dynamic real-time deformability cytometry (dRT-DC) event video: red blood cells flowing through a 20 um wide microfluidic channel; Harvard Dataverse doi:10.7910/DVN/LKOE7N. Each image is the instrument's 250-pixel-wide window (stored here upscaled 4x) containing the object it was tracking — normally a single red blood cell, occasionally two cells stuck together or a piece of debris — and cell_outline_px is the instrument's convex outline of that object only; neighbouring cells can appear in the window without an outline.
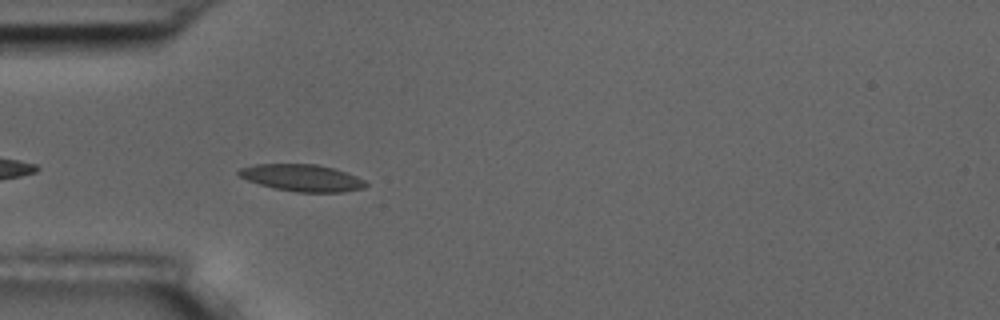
{"species": "common noctule bat (a hibernating species)", "species_latin": "Nyctalus noctula", "temperature_condition": "room temperature", "stored_images_in_passage": 4, "camera_frame_rate_fps": 3000, "um_per_image_px": 0.085, "animal": {"sex": "male", "body_mass_g": 17.5, "forearm_length_mm": 52.3}, "frame": {"image": 1, "passage_image": 4, "time_ms": 4.333, "image_size_px": [1000, 320], "cell_outline_px": [[368, 184], [364, 188], [344, 192], [296, 192], [272, 188], [248, 180], [240, 176], [236, 172], [240, 168], [256, 164], [316, 164], [336, 168], [356, 176], [364, 180]], "centroid_in_image_um": [25.69, 15.11], "position_along_channel_um": 59.3, "area_um2": 20.0}}